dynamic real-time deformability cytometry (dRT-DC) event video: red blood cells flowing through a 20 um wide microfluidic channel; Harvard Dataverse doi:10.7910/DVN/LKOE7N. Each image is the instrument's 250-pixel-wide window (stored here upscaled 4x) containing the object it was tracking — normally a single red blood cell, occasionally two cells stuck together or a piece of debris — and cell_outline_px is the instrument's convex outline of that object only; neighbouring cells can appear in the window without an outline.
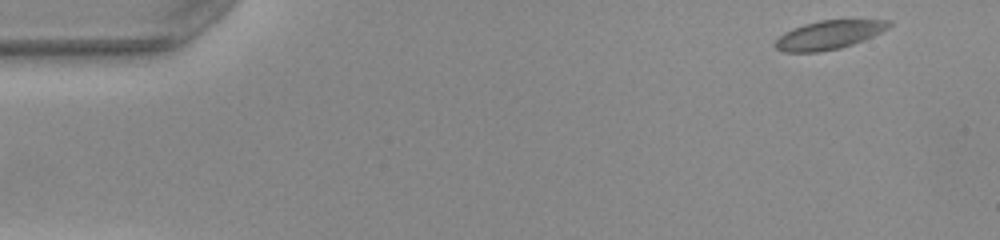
{"species": "common noctule bat (a hibernating species)", "species_latin": "Nyctalus noctula", "temperature_condition": "warm", "stored_images_in_passage": 48, "camera_frame_rate_fps": 3000, "um_per_image_px": 0.085, "animal": {"sex": "female", "body_mass_g": 22.0, "forearm_length_mm": 56.7}, "frame": {"image": 1, "passage_image": 1, "time_ms": 0.0, "image_size_px": [1000, 240], "cell_outline_px": [[892, 24], [888, 28], [864, 40], [840, 48], [820, 52], [784, 52], [776, 48], [772, 44], [784, 32], [792, 28], [804, 24], [820, 20], [888, 20]], "centroid_in_image_um": [70.41, 2.97], "position_along_channel_um": 14.6, "area_um2": 18.96}}
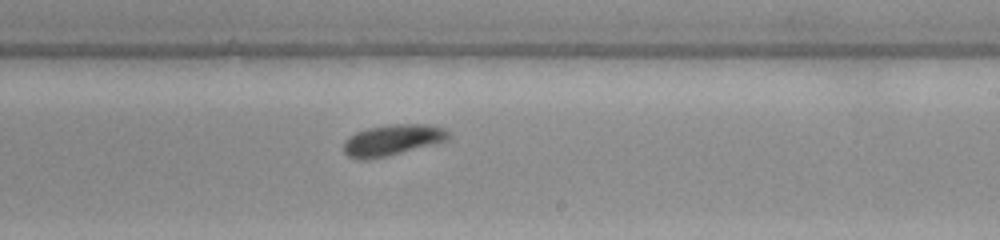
{"frame": {"image": 2, "passage_image": 28, "time_ms": 9.0, "image_size_px": [1000, 240], "cell_outline_px": [[452, 136], [448, 140], [388, 156], [368, 160], [360, 160], [348, 156], [344, 152], [344, 140], [348, 136], [356, 132], [368, 128], [388, 124], [428, 124], [444, 128]], "centroid_in_image_um": [33.34, 11.9], "position_along_channel_um": 255.7, "area_um2": 19.13}}
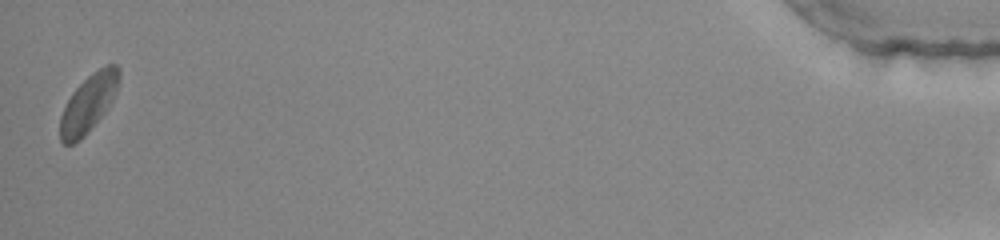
{"frame": {"image": 3, "passage_image": 48, "time_ms": 15.667, "image_size_px": [1000, 240], "cell_outline_px": [[120, 80], [116, 92], [108, 108], [84, 136], [80, 140], [72, 144], [64, 144], [60, 140], [60, 116], [72, 92], [92, 72], [104, 64], [116, 64], [120, 68]], "centroid_in_image_um": [7.54, 8.75], "position_along_channel_um": 427.7, "area_um2": 19.83}, "authors_computed_cell_mechanics": {"area_um2": 18.785, "velocity_mm_per_s": 3.9772, "shape_relaxation_time_tau1_ms": 1.7656, "shape_relaxation_time_tau2_ms": null, "deformation_change_tau1": 0.0953, "deformation_change_tau2": null}}